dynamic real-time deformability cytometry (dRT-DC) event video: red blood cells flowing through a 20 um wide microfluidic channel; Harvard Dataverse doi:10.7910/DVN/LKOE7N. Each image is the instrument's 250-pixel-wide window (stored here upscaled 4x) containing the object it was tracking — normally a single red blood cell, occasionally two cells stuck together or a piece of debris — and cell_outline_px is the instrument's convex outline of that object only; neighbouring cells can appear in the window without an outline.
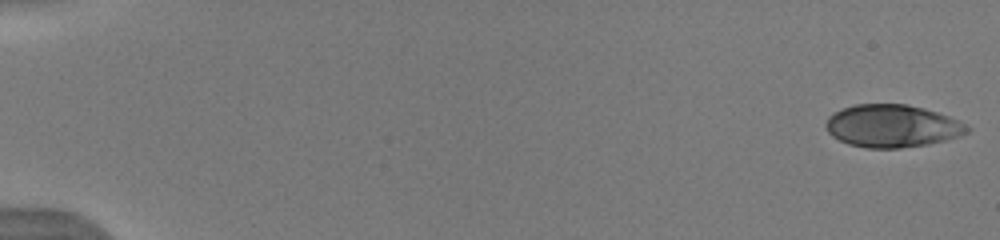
{"species": "human", "species_latin": "Homo sapiens", "temperature_condition": "warm", "stored_images_in_passage": 52, "camera_frame_rate_fps": 3000, "um_per_image_px": 0.085, "donor": {"sex": "male"}, "frame": {"image": 1, "passage_image": 1, "time_ms": 0.0, "image_size_px": [1000, 240], "cell_outline_px": [[972, 128], [968, 132], [960, 136], [928, 144], [900, 148], [868, 148], [848, 144], [832, 136], [828, 132], [824, 124], [828, 116], [844, 108], [856, 104], [904, 104], [924, 108], [948, 116]], "centroid_in_image_um": [75.82, 10.71], "position_along_channel_um": 9.2, "area_um2": 34.91}}
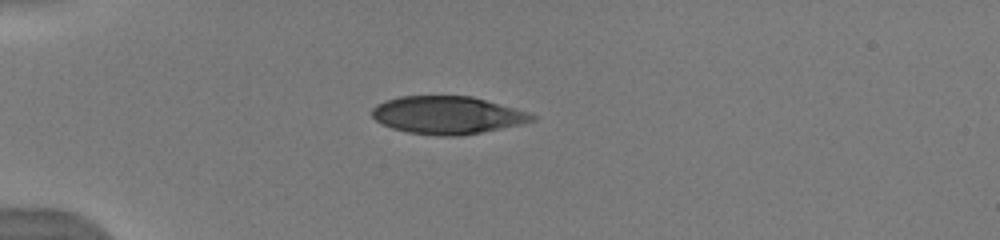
{"frame": {"image": 2, "passage_image": 15, "time_ms": 4.667, "image_size_px": [1000, 240], "cell_outline_px": [[536, 120], [520, 124], [460, 136], [440, 136], [408, 132], [392, 128], [376, 120], [372, 116], [372, 108], [376, 104], [384, 100], [400, 96], [472, 96], [528, 112], [536, 116]], "centroid_in_image_um": [38.0, 9.78], "position_along_channel_um": 47.0, "area_um2": 34.97}}
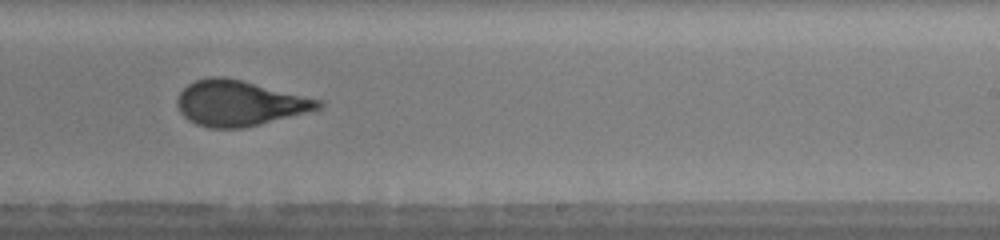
{"frame": {"image": 3, "passage_image": 34, "time_ms": 11.0, "image_size_px": [1000, 240], "cell_outline_px": [[324, 104], [320, 108], [260, 124], [240, 128], [208, 128], [196, 124], [188, 120], [180, 112], [176, 104], [176, 100], [180, 92], [188, 84], [196, 80], [208, 76], [224, 76], [320, 100]], "centroid_in_image_um": [20.27, 8.77], "position_along_channel_um": 268.7, "area_um2": 36.82}, "authors_computed_cell_mechanics": {"area_um2": 36.7319, "velocity_mm_per_s": 3.9759, "shape_relaxation_time_tau1_ms": 4.2186, "shape_relaxation_time_tau2_ms": 0.8468, "deformation_change_tau1": 0.1827, "deformation_change_tau2": 0.0789}}